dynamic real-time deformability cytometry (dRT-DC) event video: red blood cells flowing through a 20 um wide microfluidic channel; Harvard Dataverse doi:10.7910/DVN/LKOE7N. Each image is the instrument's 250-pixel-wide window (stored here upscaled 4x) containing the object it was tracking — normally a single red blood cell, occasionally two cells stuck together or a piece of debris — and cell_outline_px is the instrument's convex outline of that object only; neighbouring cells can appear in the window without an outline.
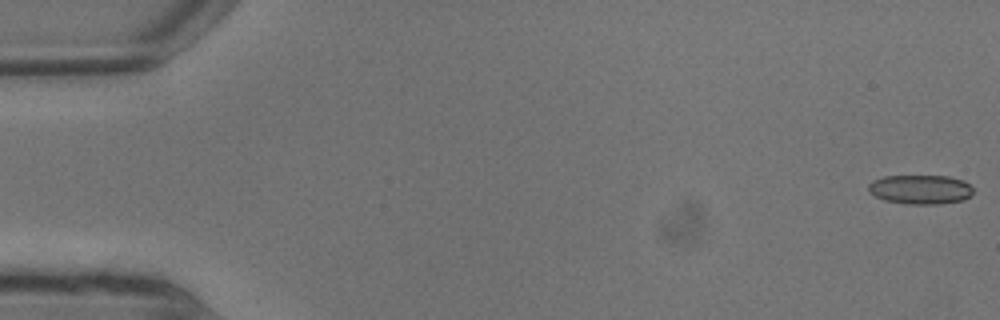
{"species": "common noctule bat (a hibernating species)", "species_latin": "Nyctalus noctula", "temperature_condition": "warm", "stored_images_in_passage": 12, "camera_frame_rate_fps": 3000, "um_per_image_px": 0.085, "animal": {"sex": "male", "body_mass_g": 13.3}, "frame": {"image": 1, "passage_image": 1, "time_ms": 0.0, "image_size_px": [1000, 320], "cell_outline_px": [[972, 196], [964, 200], [940, 204], [904, 204], [884, 200], [868, 192], [868, 184], [872, 180], [884, 176], [948, 176], [964, 180], [972, 188]], "centroid_in_image_um": [78.23, 16.11], "position_along_channel_um": 6.8, "area_um2": 18.09}}
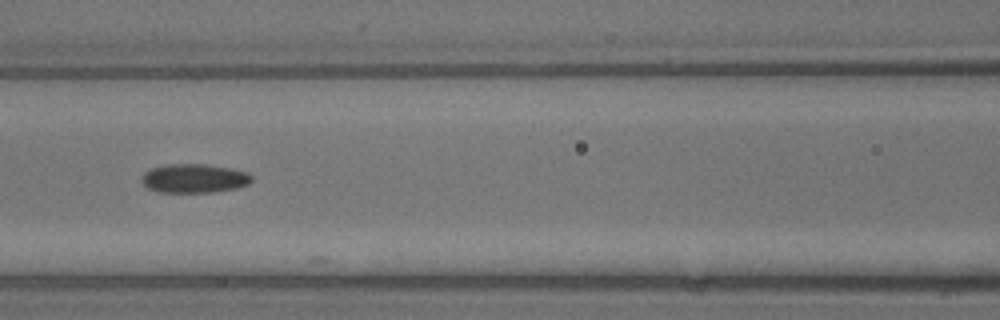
{"frame": {"image": 2, "passage_image": 9, "time_ms": 2.667, "image_size_px": [1000, 320], "cell_outline_px": [[252, 180], [248, 184], [236, 188], [212, 192], [160, 192], [148, 188], [140, 180], [140, 176], [148, 168], [168, 164], [204, 164], [232, 168], [248, 172], [252, 176]], "centroid_in_image_um": [16.48, 15.15], "position_along_channel_um": 150.1, "area_um2": 18.73}}
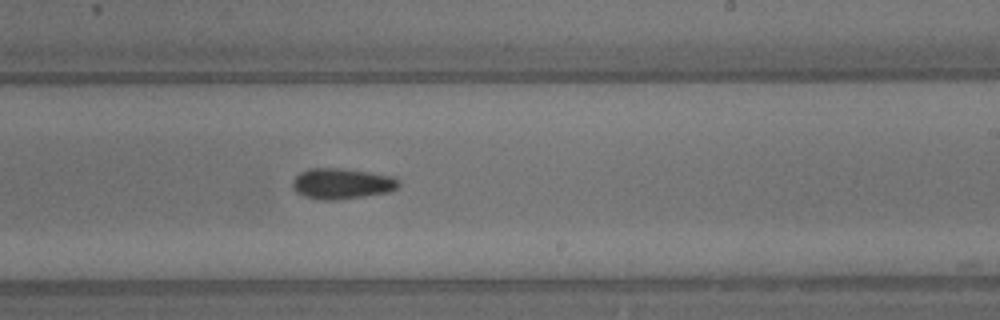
{"frame": {"image": 3, "passage_image": 12, "time_ms": 3.667, "image_size_px": [1000, 320], "cell_outline_px": [[400, 184], [396, 188], [388, 192], [364, 196], [336, 200], [320, 200], [304, 196], [296, 192], [292, 188], [292, 180], [300, 172], [308, 168], [344, 168], [372, 172], [396, 176], [400, 180]], "centroid_in_image_um": [29.07, 15.59], "position_along_channel_um": 259.9, "area_um2": 19.36}}